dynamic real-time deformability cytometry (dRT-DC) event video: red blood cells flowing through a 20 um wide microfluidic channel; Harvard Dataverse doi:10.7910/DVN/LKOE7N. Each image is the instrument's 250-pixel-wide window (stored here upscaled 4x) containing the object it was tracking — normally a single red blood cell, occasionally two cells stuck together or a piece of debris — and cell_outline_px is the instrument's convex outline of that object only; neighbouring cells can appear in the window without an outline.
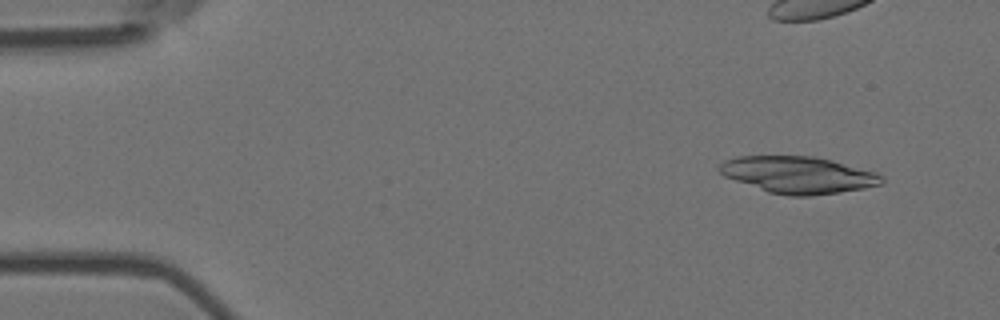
{"species": "Egyptian fruit bat (a non-hibernating species)", "species_latin": "Rousettus aegyptiacus", "temperature_condition": "room temperature", "stored_images_in_passage": 8, "camera_frame_rate_fps": 3000, "um_per_image_px": 0.085, "animal": {"sex": "female"}, "frame": {"image": 1, "passage_image": 2, "time_ms": 0.333, "image_size_px": [1000, 320], "cell_outline_px": [[884, 180], [880, 184], [864, 188], [840, 192], [812, 196], [788, 196], [768, 192], [724, 176], [716, 168], [724, 160], [736, 156], [812, 156], [832, 160], [876, 172], [884, 176]], "centroid_in_image_um": [67.83, 14.86], "position_along_channel_um": 17.2, "area_um2": 34.91}}
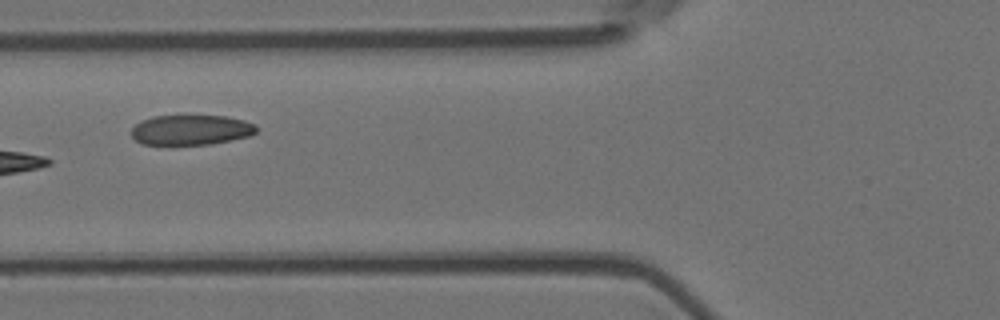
{"frame": {"image": 2, "passage_image": 7, "time_ms": 2.0, "image_size_px": [1000, 320], "cell_outline_px": [[256, 132], [248, 136], [212, 144], [140, 144], [132, 136], [132, 128], [140, 120], [152, 116], [224, 116], [244, 120], [256, 124]], "centroid_in_image_um": [16.22, 11.04], "position_along_channel_um": 109.6, "area_um2": 21.79}}
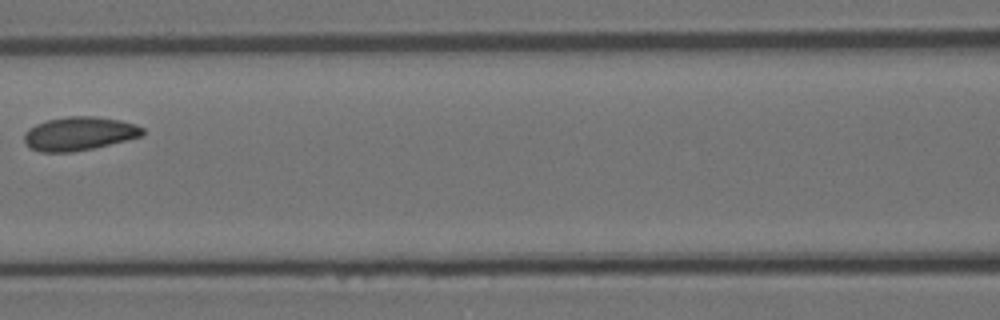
{"frame": {"image": 3, "passage_image": 8, "time_ms": 2.333, "image_size_px": [1000, 320], "cell_outline_px": [[144, 132], [140, 136], [92, 148], [72, 152], [40, 152], [32, 148], [24, 140], [24, 136], [28, 128], [36, 124], [48, 120], [68, 116], [96, 116], [120, 120], [136, 124], [144, 128]], "centroid_in_image_um": [6.72, 11.34], "position_along_channel_um": 159.9, "area_um2": 22.89}}